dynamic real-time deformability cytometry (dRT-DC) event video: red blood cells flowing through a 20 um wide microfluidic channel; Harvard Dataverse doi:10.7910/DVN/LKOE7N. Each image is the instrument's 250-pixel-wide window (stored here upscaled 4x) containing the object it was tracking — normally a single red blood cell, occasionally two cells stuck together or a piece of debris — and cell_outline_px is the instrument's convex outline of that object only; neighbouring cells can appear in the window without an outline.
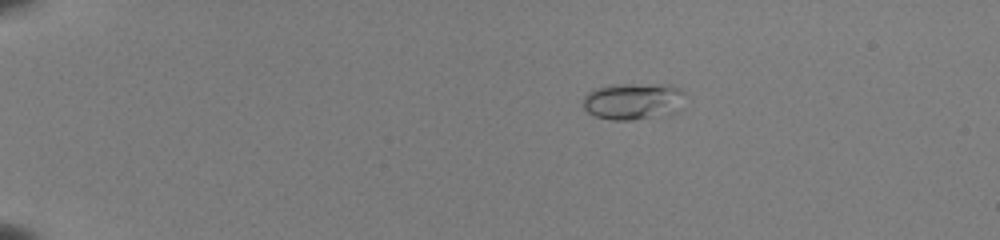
{"species": "common noctule bat (a hibernating species)", "species_latin": "Nyctalus noctula", "temperature_condition": "room temperature", "stored_images_in_passage": 43, "camera_frame_rate_fps": 3000, "um_per_image_px": 0.085, "animal": {"sex": "female", "body_mass_g": 22.0, "forearm_length_mm": 56.7}, "frame": {"image": 1, "passage_image": 1, "time_ms": 0.0, "image_size_px": [1000, 240], "cell_outline_px": [[688, 96], [684, 108], [668, 116], [632, 120], [612, 120], [596, 116], [588, 112], [584, 108], [584, 96], [588, 92], [596, 88], [608, 84], [672, 84], [680, 88]], "centroid_in_image_um": [53.96, 8.6], "position_along_channel_um": 31.0, "area_um2": 22.83}}
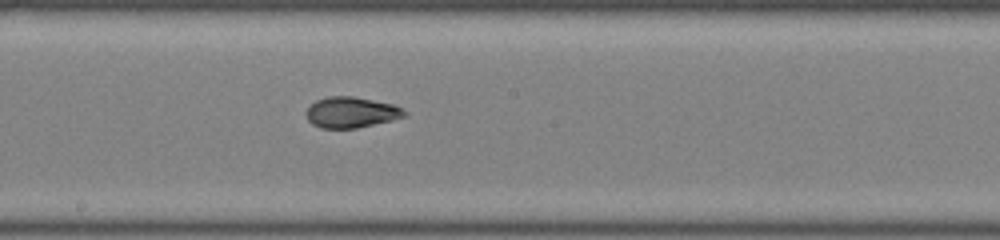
{"frame": {"image": 2, "passage_image": 22, "time_ms": 7.0, "image_size_px": [1000, 240], "cell_outline_px": [[408, 116], [392, 120], [356, 128], [320, 128], [312, 124], [308, 120], [304, 112], [316, 100], [328, 96], [352, 96], [392, 104], [408, 112]], "centroid_in_image_um": [29.84, 9.55], "position_along_channel_um": 218.4, "area_um2": 17.63}}
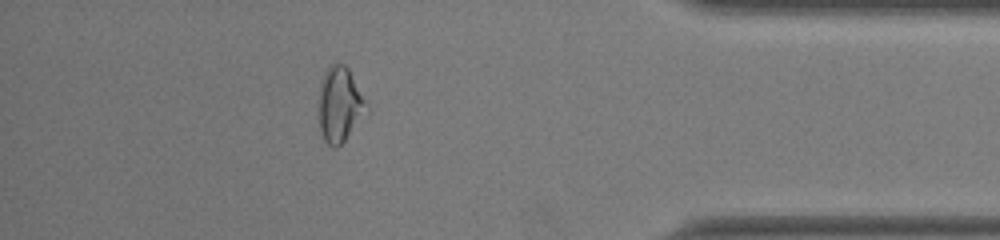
{"frame": {"image": 3, "passage_image": 38, "time_ms": 12.333, "image_size_px": [1000, 240], "cell_outline_px": [[364, 100], [344, 140], [336, 148], [328, 144], [324, 140], [320, 132], [320, 80], [328, 64], [344, 64], [348, 68]], "centroid_in_image_um": [28.73, 8.79], "position_along_channel_um": 406.5, "area_um2": 18.96}, "authors_computed_cell_mechanics": {"area_um2": 17.8024, "velocity_mm_per_s": 3.9867, "shape_relaxation_time_tau1_ms": null, "shape_relaxation_time_tau2_ms": 1.3902, "deformation_change_tau1": null, "deformation_change_tau2": 0.066}}